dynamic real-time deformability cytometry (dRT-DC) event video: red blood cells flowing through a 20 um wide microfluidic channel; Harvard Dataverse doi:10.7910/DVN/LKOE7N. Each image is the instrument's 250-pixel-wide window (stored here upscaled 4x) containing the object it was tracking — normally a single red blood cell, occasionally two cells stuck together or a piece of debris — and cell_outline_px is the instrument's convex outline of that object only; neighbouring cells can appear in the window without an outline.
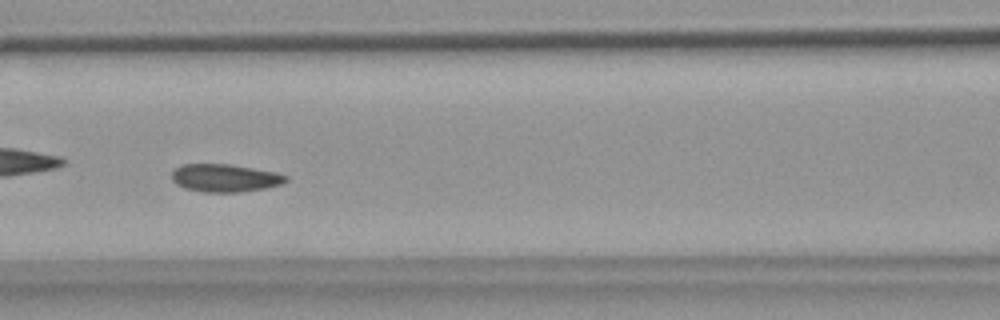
{"species": "common noctule bat (a hibernating species)", "species_latin": "Nyctalus noctula", "temperature_condition": "warm", "stored_images_in_passage": 56, "camera_frame_rate_fps": 3000, "um_per_image_px": 0.085, "animal": {"sex": "female", "body_mass_g": 18.4}, "frame": {"image": 1, "passage_image": 25, "time_ms": 8.0, "image_size_px": [1000, 320], "cell_outline_px": [[288, 180], [284, 184], [264, 188], [240, 192], [200, 192], [184, 188], [176, 184], [172, 180], [172, 172], [180, 164], [228, 164], [276, 172], [288, 176]], "centroid_in_image_um": [19.11, 15.13], "position_along_channel_um": 147.5, "area_um2": 18.61}}
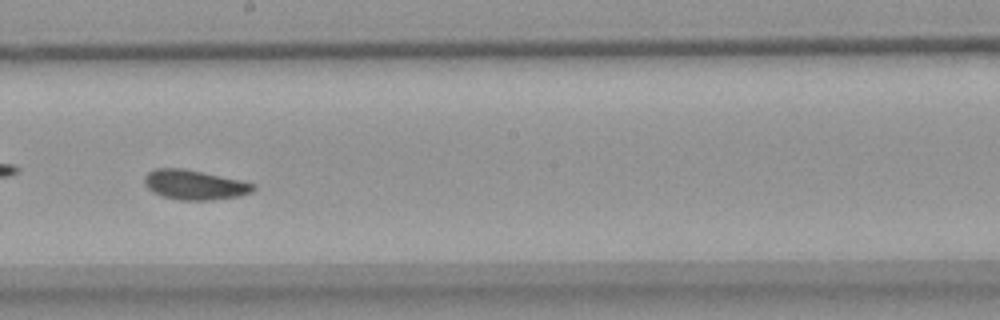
{"frame": {"image": 2, "passage_image": 32, "time_ms": 10.333, "image_size_px": [1000, 320], "cell_outline_px": [[256, 188], [252, 192], [240, 196], [212, 200], [180, 200], [160, 196], [152, 192], [144, 184], [144, 176], [148, 172], [156, 168], [184, 168], [240, 180], [256, 184]], "centroid_in_image_um": [16.53, 15.71], "position_along_channel_um": 231.7, "area_um2": 19.02}}
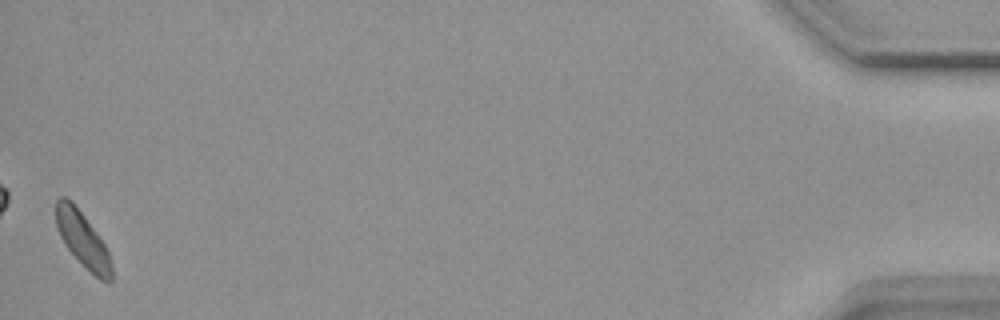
{"frame": {"image": 3, "passage_image": 56, "time_ms": 18.333, "image_size_px": [1000, 320], "cell_outline_px": [[112, 280], [108, 284], [100, 280], [64, 244], [60, 236], [56, 224], [56, 200], [60, 196], [64, 196], [72, 200], [84, 216], [104, 244], [108, 252], [112, 264]], "centroid_in_image_um": [7.03, 20.34], "position_along_channel_um": 428.2, "area_um2": 17.46}, "authors_computed_cell_mechanics": {"area_um2": 18.4671, "velocity_mm_per_s": 3.6263, "shape_relaxation_time_tau1_ms": 11.0294, "shape_relaxation_time_tau2_ms": 2.7025, "deformation_change_tau1": 0.1268, "deformation_change_tau2": 0.0572}}